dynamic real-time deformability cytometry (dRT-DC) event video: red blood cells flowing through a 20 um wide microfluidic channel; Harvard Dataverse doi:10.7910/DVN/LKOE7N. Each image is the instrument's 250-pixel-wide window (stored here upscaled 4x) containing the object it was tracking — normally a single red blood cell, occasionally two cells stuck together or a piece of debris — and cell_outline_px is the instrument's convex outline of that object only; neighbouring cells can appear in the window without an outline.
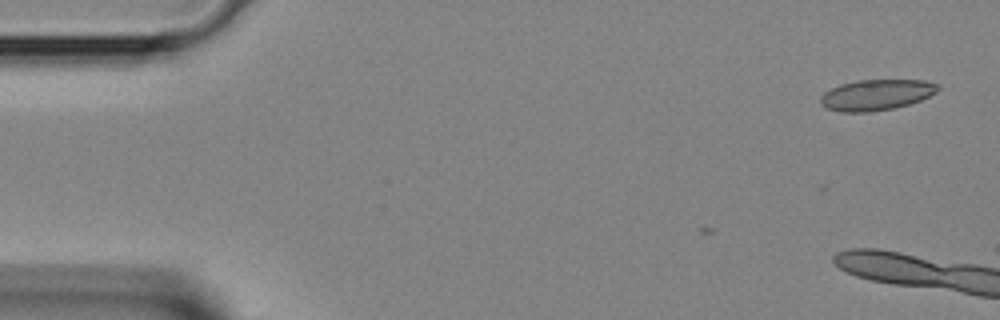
{"species": "Egyptian fruit bat (a non-hibernating species)", "species_latin": "Rousettus aegyptiacus", "temperature_condition": "room temperature", "stored_images_in_passage": 3, "camera_frame_rate_fps": 3000, "um_per_image_px": 0.085, "animal": {"sex": "female"}, "frame": {"image": 1, "passage_image": 1, "time_ms": 0.0, "image_size_px": [1000, 320], "cell_outline_px": [[940, 88], [936, 92], [920, 100], [908, 104], [892, 108], [868, 112], [840, 112], [824, 108], [820, 104], [820, 96], [824, 92], [840, 84], [856, 80], [924, 80], [940, 84]], "centroid_in_image_um": [74.45, 8.06], "position_along_channel_um": 10.5, "area_um2": 21.15}}